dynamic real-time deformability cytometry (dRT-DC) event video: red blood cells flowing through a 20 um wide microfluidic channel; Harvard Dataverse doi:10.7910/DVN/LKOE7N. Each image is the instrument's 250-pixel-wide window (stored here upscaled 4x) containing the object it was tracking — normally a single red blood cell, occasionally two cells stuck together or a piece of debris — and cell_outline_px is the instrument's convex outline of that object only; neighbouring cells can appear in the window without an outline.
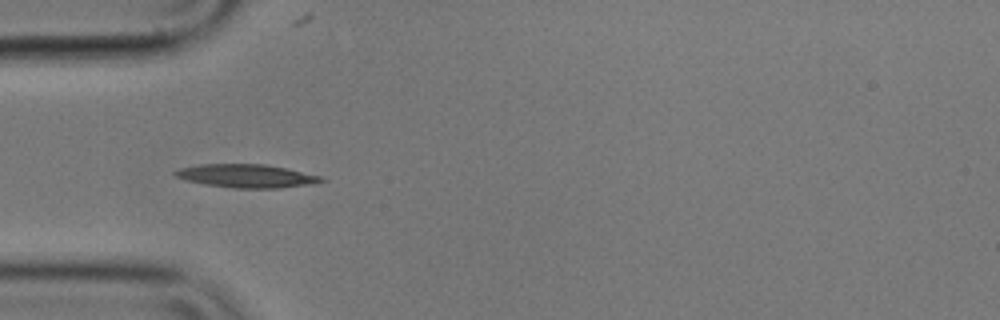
{"species": "common noctule bat (a hibernating species)", "species_latin": "Nyctalus noctula", "temperature_condition": "cold", "stored_images_in_passage": 48, "camera_frame_rate_fps": 3000, "um_per_image_px": 0.085, "animal": {"sex": "male", "body_mass_g": 17.9}, "frame": {"image": 1, "passage_image": 9, "time_ms": 2.667, "image_size_px": [1000, 320], "cell_outline_px": [[328, 180], [312, 184], [280, 188], [236, 188], [204, 184], [184, 180], [176, 176], [172, 172], [180, 168], [200, 164], [264, 164], [288, 168], [320, 176]], "centroid_in_image_um": [20.97, 14.95], "position_along_channel_um": 64.0, "area_um2": 19.94}}
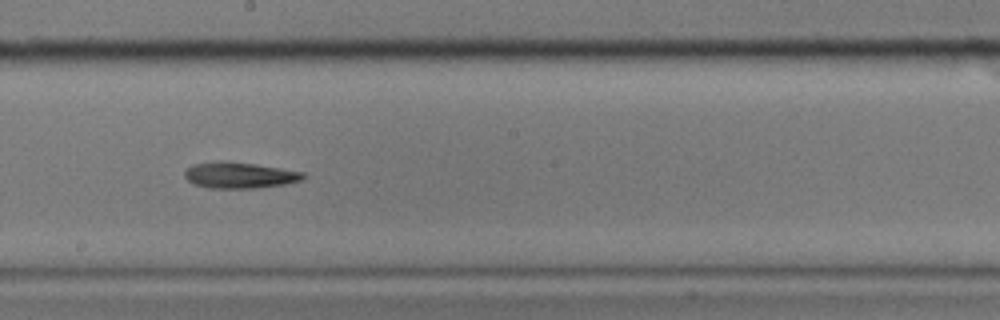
{"frame": {"image": 2, "passage_image": 23, "time_ms": 7.333, "image_size_px": [1000, 320], "cell_outline_px": [[308, 176], [304, 180], [284, 184], [256, 188], [208, 188], [192, 184], [184, 176], [184, 172], [192, 164], [216, 160], [228, 160], [256, 164], [304, 172]], "centroid_in_image_um": [20.36, 14.88], "position_along_channel_um": 227.8, "area_um2": 18.44}}
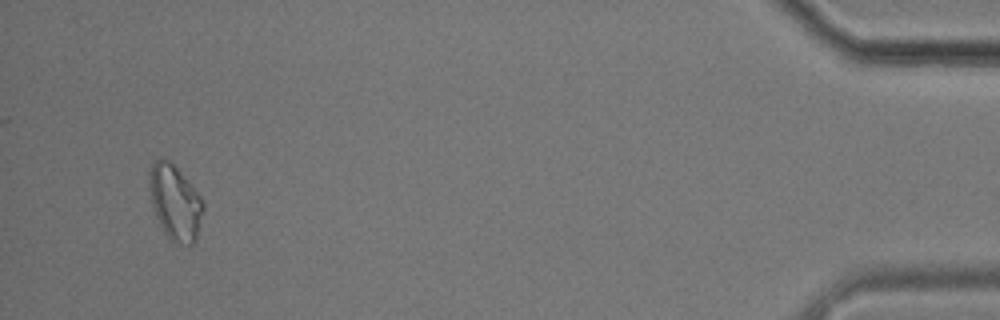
{"frame": {"image": 3, "passage_image": 46, "time_ms": 15.0, "image_size_px": [1000, 320], "cell_outline_px": [[204, 208], [196, 240], [192, 244], [180, 244], [172, 240], [164, 232], [156, 216], [152, 204], [152, 164], [160, 156], [164, 156], [176, 168], [200, 196], [204, 204]], "centroid_in_image_um": [14.93, 17.24], "position_along_channel_um": 420.3, "area_um2": 22.6}, "authors_computed_cell_mechanics": {"area_um2": 18.4382, "velocity_mm_per_s": 3.514, "shape_relaxation_time_tau1_ms": 5.8159, "shape_relaxation_time_tau2_ms": null, "deformation_change_tau1": 0.1273, "deformation_change_tau2": null}}